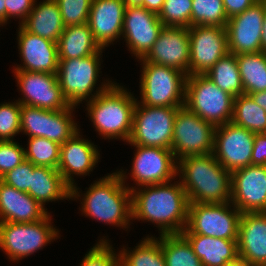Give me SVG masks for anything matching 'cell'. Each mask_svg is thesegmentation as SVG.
Segmentation results:
<instances>
[{"label": "cell", "instance_id": "cell-25", "mask_svg": "<svg viewBox=\"0 0 266 266\" xmlns=\"http://www.w3.org/2000/svg\"><path fill=\"white\" fill-rule=\"evenodd\" d=\"M47 214L48 211L28 193L0 180V222L33 223Z\"/></svg>", "mask_w": 266, "mask_h": 266}, {"label": "cell", "instance_id": "cell-1", "mask_svg": "<svg viewBox=\"0 0 266 266\" xmlns=\"http://www.w3.org/2000/svg\"><path fill=\"white\" fill-rule=\"evenodd\" d=\"M127 187L132 193L133 220L156 224L160 235L181 234L186 228L189 200L181 182Z\"/></svg>", "mask_w": 266, "mask_h": 266}, {"label": "cell", "instance_id": "cell-49", "mask_svg": "<svg viewBox=\"0 0 266 266\" xmlns=\"http://www.w3.org/2000/svg\"><path fill=\"white\" fill-rule=\"evenodd\" d=\"M261 48L266 52V13L262 24Z\"/></svg>", "mask_w": 266, "mask_h": 266}, {"label": "cell", "instance_id": "cell-16", "mask_svg": "<svg viewBox=\"0 0 266 266\" xmlns=\"http://www.w3.org/2000/svg\"><path fill=\"white\" fill-rule=\"evenodd\" d=\"M131 178L138 187L172 182L177 174V160L171 149L133 145Z\"/></svg>", "mask_w": 266, "mask_h": 266}, {"label": "cell", "instance_id": "cell-19", "mask_svg": "<svg viewBox=\"0 0 266 266\" xmlns=\"http://www.w3.org/2000/svg\"><path fill=\"white\" fill-rule=\"evenodd\" d=\"M97 145L85 140L80 136V130L75 133L65 143L60 145L59 165L57 170L60 172L64 181L71 187V199H79L77 184H74V175H89L95 165L99 162L100 151ZM73 175V176H72Z\"/></svg>", "mask_w": 266, "mask_h": 266}, {"label": "cell", "instance_id": "cell-7", "mask_svg": "<svg viewBox=\"0 0 266 266\" xmlns=\"http://www.w3.org/2000/svg\"><path fill=\"white\" fill-rule=\"evenodd\" d=\"M142 62L140 80L141 101L145 106L183 107L187 75L168 66Z\"/></svg>", "mask_w": 266, "mask_h": 266}, {"label": "cell", "instance_id": "cell-27", "mask_svg": "<svg viewBox=\"0 0 266 266\" xmlns=\"http://www.w3.org/2000/svg\"><path fill=\"white\" fill-rule=\"evenodd\" d=\"M27 193L43 208L46 202L71 199V187L57 169L35 166L31 175V187Z\"/></svg>", "mask_w": 266, "mask_h": 266}, {"label": "cell", "instance_id": "cell-38", "mask_svg": "<svg viewBox=\"0 0 266 266\" xmlns=\"http://www.w3.org/2000/svg\"><path fill=\"white\" fill-rule=\"evenodd\" d=\"M21 104L9 102L0 104V141L14 140L20 131Z\"/></svg>", "mask_w": 266, "mask_h": 266}, {"label": "cell", "instance_id": "cell-39", "mask_svg": "<svg viewBox=\"0 0 266 266\" xmlns=\"http://www.w3.org/2000/svg\"><path fill=\"white\" fill-rule=\"evenodd\" d=\"M65 27L88 22L92 0H56Z\"/></svg>", "mask_w": 266, "mask_h": 266}, {"label": "cell", "instance_id": "cell-17", "mask_svg": "<svg viewBox=\"0 0 266 266\" xmlns=\"http://www.w3.org/2000/svg\"><path fill=\"white\" fill-rule=\"evenodd\" d=\"M266 2H256L244 12L232 16L225 26L229 53L239 55L261 52L262 24Z\"/></svg>", "mask_w": 266, "mask_h": 266}, {"label": "cell", "instance_id": "cell-50", "mask_svg": "<svg viewBox=\"0 0 266 266\" xmlns=\"http://www.w3.org/2000/svg\"><path fill=\"white\" fill-rule=\"evenodd\" d=\"M6 0H0V20L6 24V7H5Z\"/></svg>", "mask_w": 266, "mask_h": 266}, {"label": "cell", "instance_id": "cell-33", "mask_svg": "<svg viewBox=\"0 0 266 266\" xmlns=\"http://www.w3.org/2000/svg\"><path fill=\"white\" fill-rule=\"evenodd\" d=\"M147 236L133 250L119 251L120 266H166L160 238Z\"/></svg>", "mask_w": 266, "mask_h": 266}, {"label": "cell", "instance_id": "cell-18", "mask_svg": "<svg viewBox=\"0 0 266 266\" xmlns=\"http://www.w3.org/2000/svg\"><path fill=\"white\" fill-rule=\"evenodd\" d=\"M231 203L241 213L266 212V166L248 165L231 173Z\"/></svg>", "mask_w": 266, "mask_h": 266}, {"label": "cell", "instance_id": "cell-41", "mask_svg": "<svg viewBox=\"0 0 266 266\" xmlns=\"http://www.w3.org/2000/svg\"><path fill=\"white\" fill-rule=\"evenodd\" d=\"M25 160L24 148L14 140L0 141V178Z\"/></svg>", "mask_w": 266, "mask_h": 266}, {"label": "cell", "instance_id": "cell-20", "mask_svg": "<svg viewBox=\"0 0 266 266\" xmlns=\"http://www.w3.org/2000/svg\"><path fill=\"white\" fill-rule=\"evenodd\" d=\"M163 27L158 14L143 6H126L122 39L136 59H141L152 48Z\"/></svg>", "mask_w": 266, "mask_h": 266}, {"label": "cell", "instance_id": "cell-8", "mask_svg": "<svg viewBox=\"0 0 266 266\" xmlns=\"http://www.w3.org/2000/svg\"><path fill=\"white\" fill-rule=\"evenodd\" d=\"M48 213L33 223L0 222V249L11 261H19L42 249L59 237Z\"/></svg>", "mask_w": 266, "mask_h": 266}, {"label": "cell", "instance_id": "cell-30", "mask_svg": "<svg viewBox=\"0 0 266 266\" xmlns=\"http://www.w3.org/2000/svg\"><path fill=\"white\" fill-rule=\"evenodd\" d=\"M244 94L266 90V52L236 55Z\"/></svg>", "mask_w": 266, "mask_h": 266}, {"label": "cell", "instance_id": "cell-34", "mask_svg": "<svg viewBox=\"0 0 266 266\" xmlns=\"http://www.w3.org/2000/svg\"><path fill=\"white\" fill-rule=\"evenodd\" d=\"M166 266H204L182 234L160 235Z\"/></svg>", "mask_w": 266, "mask_h": 266}, {"label": "cell", "instance_id": "cell-23", "mask_svg": "<svg viewBox=\"0 0 266 266\" xmlns=\"http://www.w3.org/2000/svg\"><path fill=\"white\" fill-rule=\"evenodd\" d=\"M125 10L122 0H92L87 24L101 48L122 36Z\"/></svg>", "mask_w": 266, "mask_h": 266}, {"label": "cell", "instance_id": "cell-12", "mask_svg": "<svg viewBox=\"0 0 266 266\" xmlns=\"http://www.w3.org/2000/svg\"><path fill=\"white\" fill-rule=\"evenodd\" d=\"M75 106L65 110H47L21 105L20 131L28 137H44L58 144L65 143L78 129L73 120Z\"/></svg>", "mask_w": 266, "mask_h": 266}, {"label": "cell", "instance_id": "cell-11", "mask_svg": "<svg viewBox=\"0 0 266 266\" xmlns=\"http://www.w3.org/2000/svg\"><path fill=\"white\" fill-rule=\"evenodd\" d=\"M215 126L204 121L185 106L178 109L171 150L178 161L187 156L206 155L214 151Z\"/></svg>", "mask_w": 266, "mask_h": 266}, {"label": "cell", "instance_id": "cell-43", "mask_svg": "<svg viewBox=\"0 0 266 266\" xmlns=\"http://www.w3.org/2000/svg\"><path fill=\"white\" fill-rule=\"evenodd\" d=\"M36 0H6V23L9 18H19L21 24L33 9Z\"/></svg>", "mask_w": 266, "mask_h": 266}, {"label": "cell", "instance_id": "cell-35", "mask_svg": "<svg viewBox=\"0 0 266 266\" xmlns=\"http://www.w3.org/2000/svg\"><path fill=\"white\" fill-rule=\"evenodd\" d=\"M227 22L223 0H192L191 26L225 27Z\"/></svg>", "mask_w": 266, "mask_h": 266}, {"label": "cell", "instance_id": "cell-45", "mask_svg": "<svg viewBox=\"0 0 266 266\" xmlns=\"http://www.w3.org/2000/svg\"><path fill=\"white\" fill-rule=\"evenodd\" d=\"M256 0H223L226 16L231 18L251 7Z\"/></svg>", "mask_w": 266, "mask_h": 266}, {"label": "cell", "instance_id": "cell-42", "mask_svg": "<svg viewBox=\"0 0 266 266\" xmlns=\"http://www.w3.org/2000/svg\"><path fill=\"white\" fill-rule=\"evenodd\" d=\"M32 173L33 164L25 159L21 164L2 176L0 180L17 190L27 193L31 187Z\"/></svg>", "mask_w": 266, "mask_h": 266}, {"label": "cell", "instance_id": "cell-26", "mask_svg": "<svg viewBox=\"0 0 266 266\" xmlns=\"http://www.w3.org/2000/svg\"><path fill=\"white\" fill-rule=\"evenodd\" d=\"M35 5L20 25L30 33L57 43L65 29L58 3L43 0Z\"/></svg>", "mask_w": 266, "mask_h": 266}, {"label": "cell", "instance_id": "cell-53", "mask_svg": "<svg viewBox=\"0 0 266 266\" xmlns=\"http://www.w3.org/2000/svg\"><path fill=\"white\" fill-rule=\"evenodd\" d=\"M1 25L3 26V25H5V24L0 20V26H1Z\"/></svg>", "mask_w": 266, "mask_h": 266}, {"label": "cell", "instance_id": "cell-51", "mask_svg": "<svg viewBox=\"0 0 266 266\" xmlns=\"http://www.w3.org/2000/svg\"><path fill=\"white\" fill-rule=\"evenodd\" d=\"M126 6H143V0H122Z\"/></svg>", "mask_w": 266, "mask_h": 266}, {"label": "cell", "instance_id": "cell-9", "mask_svg": "<svg viewBox=\"0 0 266 266\" xmlns=\"http://www.w3.org/2000/svg\"><path fill=\"white\" fill-rule=\"evenodd\" d=\"M240 219L241 212L231 202L189 203L186 228L181 234L237 240Z\"/></svg>", "mask_w": 266, "mask_h": 266}, {"label": "cell", "instance_id": "cell-46", "mask_svg": "<svg viewBox=\"0 0 266 266\" xmlns=\"http://www.w3.org/2000/svg\"><path fill=\"white\" fill-rule=\"evenodd\" d=\"M165 0H143V7L156 14L162 10Z\"/></svg>", "mask_w": 266, "mask_h": 266}, {"label": "cell", "instance_id": "cell-28", "mask_svg": "<svg viewBox=\"0 0 266 266\" xmlns=\"http://www.w3.org/2000/svg\"><path fill=\"white\" fill-rule=\"evenodd\" d=\"M204 266H223L239 257L237 240L200 234H182Z\"/></svg>", "mask_w": 266, "mask_h": 266}, {"label": "cell", "instance_id": "cell-5", "mask_svg": "<svg viewBox=\"0 0 266 266\" xmlns=\"http://www.w3.org/2000/svg\"><path fill=\"white\" fill-rule=\"evenodd\" d=\"M102 51L103 48L84 58L59 59L58 81L64 97L71 106L77 107L83 100L86 102L93 100L114 83L112 81L102 82V86L97 87L96 93L93 91L99 80Z\"/></svg>", "mask_w": 266, "mask_h": 266}, {"label": "cell", "instance_id": "cell-22", "mask_svg": "<svg viewBox=\"0 0 266 266\" xmlns=\"http://www.w3.org/2000/svg\"><path fill=\"white\" fill-rule=\"evenodd\" d=\"M18 29V49L23 66L17 65L13 71L57 74L59 65L57 43L26 31L20 24Z\"/></svg>", "mask_w": 266, "mask_h": 266}, {"label": "cell", "instance_id": "cell-10", "mask_svg": "<svg viewBox=\"0 0 266 266\" xmlns=\"http://www.w3.org/2000/svg\"><path fill=\"white\" fill-rule=\"evenodd\" d=\"M179 108L145 106L137 102L127 143L171 149L174 121Z\"/></svg>", "mask_w": 266, "mask_h": 266}, {"label": "cell", "instance_id": "cell-36", "mask_svg": "<svg viewBox=\"0 0 266 266\" xmlns=\"http://www.w3.org/2000/svg\"><path fill=\"white\" fill-rule=\"evenodd\" d=\"M25 159L35 166L58 168L60 144L44 137H30L28 147L24 149Z\"/></svg>", "mask_w": 266, "mask_h": 266}, {"label": "cell", "instance_id": "cell-3", "mask_svg": "<svg viewBox=\"0 0 266 266\" xmlns=\"http://www.w3.org/2000/svg\"><path fill=\"white\" fill-rule=\"evenodd\" d=\"M125 171L113 172L91 184L82 197V214L99 222L129 228L132 220V193Z\"/></svg>", "mask_w": 266, "mask_h": 266}, {"label": "cell", "instance_id": "cell-13", "mask_svg": "<svg viewBox=\"0 0 266 266\" xmlns=\"http://www.w3.org/2000/svg\"><path fill=\"white\" fill-rule=\"evenodd\" d=\"M189 75H205L229 53L225 27L195 25L189 28Z\"/></svg>", "mask_w": 266, "mask_h": 266}, {"label": "cell", "instance_id": "cell-14", "mask_svg": "<svg viewBox=\"0 0 266 266\" xmlns=\"http://www.w3.org/2000/svg\"><path fill=\"white\" fill-rule=\"evenodd\" d=\"M255 134L233 122L216 126L213 155L229 172L251 165Z\"/></svg>", "mask_w": 266, "mask_h": 266}, {"label": "cell", "instance_id": "cell-15", "mask_svg": "<svg viewBox=\"0 0 266 266\" xmlns=\"http://www.w3.org/2000/svg\"><path fill=\"white\" fill-rule=\"evenodd\" d=\"M23 98L18 99L21 105L38 107L47 110H65L71 105L62 93L57 74L13 71Z\"/></svg>", "mask_w": 266, "mask_h": 266}, {"label": "cell", "instance_id": "cell-40", "mask_svg": "<svg viewBox=\"0 0 266 266\" xmlns=\"http://www.w3.org/2000/svg\"><path fill=\"white\" fill-rule=\"evenodd\" d=\"M114 252L112 245L103 238L85 254L80 266H120V254Z\"/></svg>", "mask_w": 266, "mask_h": 266}, {"label": "cell", "instance_id": "cell-21", "mask_svg": "<svg viewBox=\"0 0 266 266\" xmlns=\"http://www.w3.org/2000/svg\"><path fill=\"white\" fill-rule=\"evenodd\" d=\"M139 60L176 68L188 76L190 62L188 27L164 26L152 48Z\"/></svg>", "mask_w": 266, "mask_h": 266}, {"label": "cell", "instance_id": "cell-44", "mask_svg": "<svg viewBox=\"0 0 266 266\" xmlns=\"http://www.w3.org/2000/svg\"><path fill=\"white\" fill-rule=\"evenodd\" d=\"M251 165L266 166V133L255 134Z\"/></svg>", "mask_w": 266, "mask_h": 266}, {"label": "cell", "instance_id": "cell-48", "mask_svg": "<svg viewBox=\"0 0 266 266\" xmlns=\"http://www.w3.org/2000/svg\"><path fill=\"white\" fill-rule=\"evenodd\" d=\"M223 266H255V265H251L241 257H237L233 261L226 262Z\"/></svg>", "mask_w": 266, "mask_h": 266}, {"label": "cell", "instance_id": "cell-37", "mask_svg": "<svg viewBox=\"0 0 266 266\" xmlns=\"http://www.w3.org/2000/svg\"><path fill=\"white\" fill-rule=\"evenodd\" d=\"M192 0H165L158 17L164 26L190 27Z\"/></svg>", "mask_w": 266, "mask_h": 266}, {"label": "cell", "instance_id": "cell-6", "mask_svg": "<svg viewBox=\"0 0 266 266\" xmlns=\"http://www.w3.org/2000/svg\"><path fill=\"white\" fill-rule=\"evenodd\" d=\"M184 106L216 127L232 121L234 96L223 91L206 75H188Z\"/></svg>", "mask_w": 266, "mask_h": 266}, {"label": "cell", "instance_id": "cell-47", "mask_svg": "<svg viewBox=\"0 0 266 266\" xmlns=\"http://www.w3.org/2000/svg\"><path fill=\"white\" fill-rule=\"evenodd\" d=\"M253 100L266 111V90L249 94Z\"/></svg>", "mask_w": 266, "mask_h": 266}, {"label": "cell", "instance_id": "cell-31", "mask_svg": "<svg viewBox=\"0 0 266 266\" xmlns=\"http://www.w3.org/2000/svg\"><path fill=\"white\" fill-rule=\"evenodd\" d=\"M231 122L254 134L266 133V111L248 94L234 97Z\"/></svg>", "mask_w": 266, "mask_h": 266}, {"label": "cell", "instance_id": "cell-24", "mask_svg": "<svg viewBox=\"0 0 266 266\" xmlns=\"http://www.w3.org/2000/svg\"><path fill=\"white\" fill-rule=\"evenodd\" d=\"M237 245L239 257L266 266V212L241 213Z\"/></svg>", "mask_w": 266, "mask_h": 266}, {"label": "cell", "instance_id": "cell-52", "mask_svg": "<svg viewBox=\"0 0 266 266\" xmlns=\"http://www.w3.org/2000/svg\"><path fill=\"white\" fill-rule=\"evenodd\" d=\"M257 2H266V0H256Z\"/></svg>", "mask_w": 266, "mask_h": 266}, {"label": "cell", "instance_id": "cell-4", "mask_svg": "<svg viewBox=\"0 0 266 266\" xmlns=\"http://www.w3.org/2000/svg\"><path fill=\"white\" fill-rule=\"evenodd\" d=\"M137 99L117 83L87 102L90 120L105 139L128 142Z\"/></svg>", "mask_w": 266, "mask_h": 266}, {"label": "cell", "instance_id": "cell-2", "mask_svg": "<svg viewBox=\"0 0 266 266\" xmlns=\"http://www.w3.org/2000/svg\"><path fill=\"white\" fill-rule=\"evenodd\" d=\"M177 174L189 203L231 201V172L223 168L213 153L187 156L177 161Z\"/></svg>", "mask_w": 266, "mask_h": 266}, {"label": "cell", "instance_id": "cell-29", "mask_svg": "<svg viewBox=\"0 0 266 266\" xmlns=\"http://www.w3.org/2000/svg\"><path fill=\"white\" fill-rule=\"evenodd\" d=\"M57 45L59 59L84 58L102 49L87 23L65 27Z\"/></svg>", "mask_w": 266, "mask_h": 266}, {"label": "cell", "instance_id": "cell-32", "mask_svg": "<svg viewBox=\"0 0 266 266\" xmlns=\"http://www.w3.org/2000/svg\"><path fill=\"white\" fill-rule=\"evenodd\" d=\"M215 85L234 97L244 94L236 55L223 56L205 74Z\"/></svg>", "mask_w": 266, "mask_h": 266}]
</instances>
